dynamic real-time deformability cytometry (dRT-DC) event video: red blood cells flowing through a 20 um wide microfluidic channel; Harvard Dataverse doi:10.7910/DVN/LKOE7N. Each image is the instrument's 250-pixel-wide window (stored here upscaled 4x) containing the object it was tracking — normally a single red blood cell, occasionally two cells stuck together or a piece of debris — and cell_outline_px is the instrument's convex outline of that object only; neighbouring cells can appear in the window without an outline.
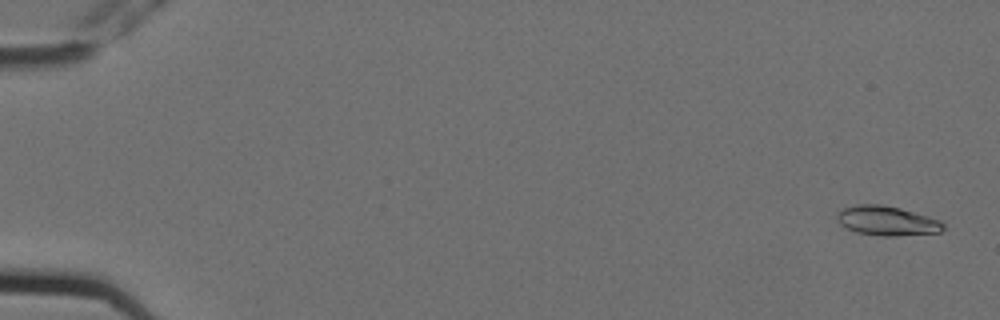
{"species": "Egyptian fruit bat (a non-hibernating species)", "species_latin": "Rousettus aegyptiacus", "temperature_condition": "cold", "stored_images_in_passage": 6, "camera_frame_rate_fps": 3000, "um_per_image_px": 0.085, "animal": {"sex": "female"}, "frame": {"image": 1, "passage_image": 1, "time_ms": 0.0, "image_size_px": [1000, 320], "cell_outline_px": [[944, 228], [940, 232], [896, 236], [880, 236], [856, 232], [840, 224], [836, 220], [836, 216], [844, 208], [856, 204], [880, 204], [900, 208], [928, 216], [940, 220], [944, 224]], "centroid_in_image_um": [75.39, 18.77], "position_along_channel_um": 9.6, "area_um2": 18.21}}
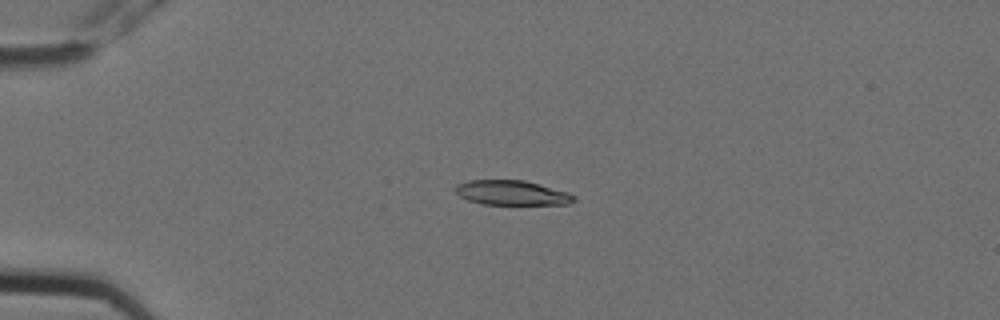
{"frame": {"image": 2, "passage_image": 4, "time_ms": 1.0, "image_size_px": [1000, 320], "cell_outline_px": [[576, 200], [568, 204], [484, 204], [468, 200], [460, 196], [452, 188], [456, 184], [468, 180], [524, 180], [568, 192], [576, 196]], "centroid_in_image_um": [43.48, 16.38], "position_along_channel_um": 41.5, "area_um2": 17.05}}
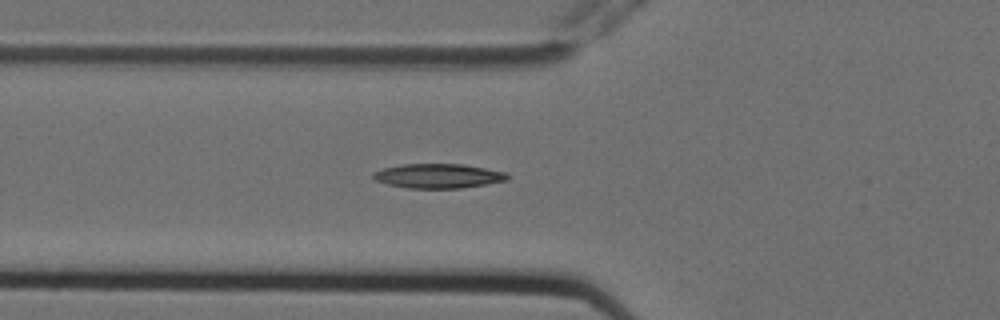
{"frame": {"image": 3, "passage_image": 6, "time_ms": 1.667, "image_size_px": [1000, 320], "cell_outline_px": [[508, 180], [460, 188], [408, 188], [388, 184], [376, 180], [372, 176], [372, 172], [384, 168], [404, 164], [464, 164], [504, 172], [508, 176]], "centroid_in_image_um": [37.22, 14.95], "position_along_channel_um": 88.6, "area_um2": 18.84}}